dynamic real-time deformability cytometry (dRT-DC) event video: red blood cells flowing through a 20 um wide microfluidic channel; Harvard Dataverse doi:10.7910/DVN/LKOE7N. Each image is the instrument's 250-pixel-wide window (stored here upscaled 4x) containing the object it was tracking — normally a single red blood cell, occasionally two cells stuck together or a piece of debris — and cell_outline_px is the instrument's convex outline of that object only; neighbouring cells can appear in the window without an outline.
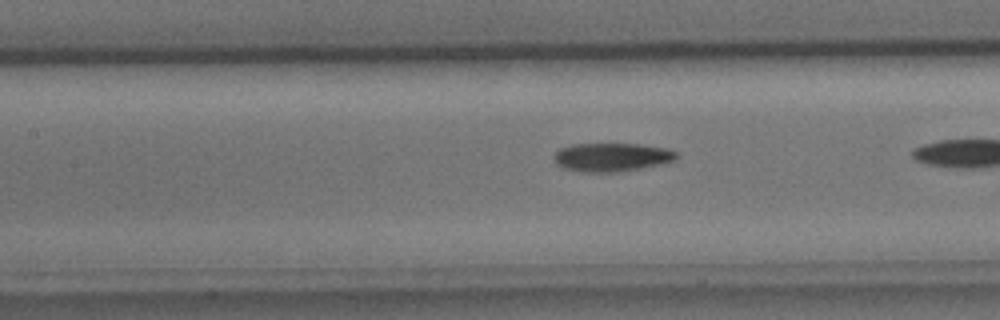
{"species": "common noctule bat (a hibernating species)", "species_latin": "Nyctalus noctula", "temperature_condition": "cold", "stored_images_in_passage": 13, "camera_frame_rate_fps": 3000, "um_per_image_px": 0.085, "animal": {"sex": "male", "body_mass_g": 15.6}, "frame": {"image": 1, "passage_image": 8, "time_ms": 2.333, "image_size_px": [1000, 320], "cell_outline_px": [[680, 156], [676, 160], [660, 164], [640, 168], [616, 172], [580, 172], [564, 168], [556, 164], [552, 156], [560, 148], [572, 144], [640, 144], [668, 148], [676, 152]], "centroid_in_image_um": [52.0, 13.35], "position_along_channel_um": 155.4, "area_um2": 20.52}}
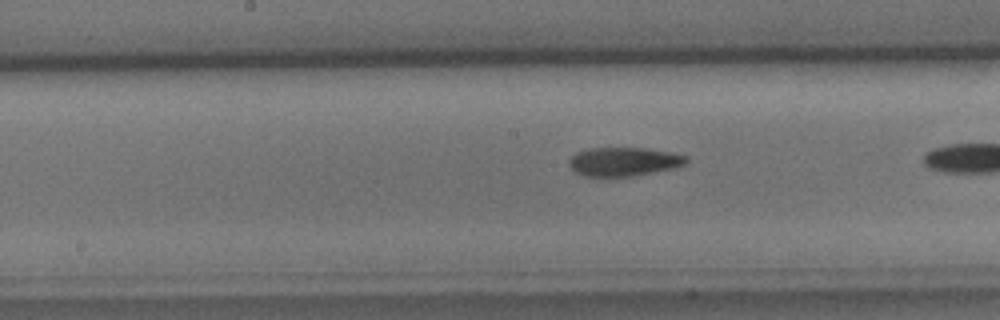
{"frame": {"image": 2, "passage_image": 11, "time_ms": 3.333, "image_size_px": [1000, 320], "cell_outline_px": [[688, 160], [684, 164], [672, 168], [632, 176], [584, 176], [576, 172], [568, 164], [568, 160], [576, 152], [588, 148], [644, 148], [668, 152], [688, 156]], "centroid_in_image_um": [52.98, 13.73], "position_along_channel_um": 195.2, "area_um2": 19.42}}